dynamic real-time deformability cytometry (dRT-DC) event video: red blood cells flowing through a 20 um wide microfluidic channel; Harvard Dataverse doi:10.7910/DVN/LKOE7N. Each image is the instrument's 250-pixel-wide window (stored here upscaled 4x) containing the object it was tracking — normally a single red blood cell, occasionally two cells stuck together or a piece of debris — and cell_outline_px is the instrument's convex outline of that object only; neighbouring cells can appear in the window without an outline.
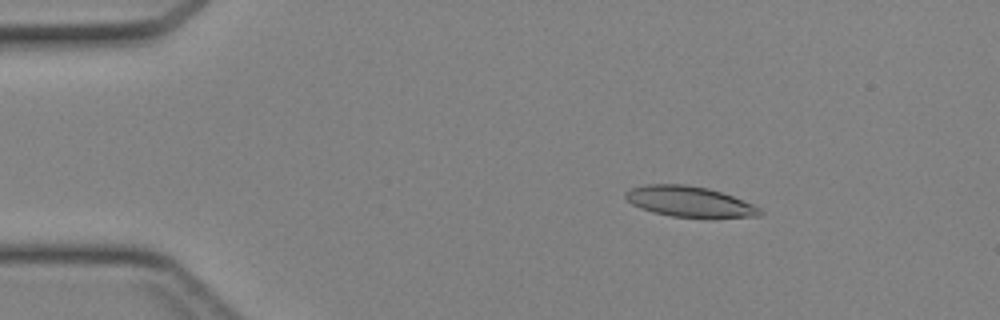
{"species": "Egyptian fruit bat (a non-hibernating species)", "species_latin": "Rousettus aegyptiacus", "temperature_condition": "cold", "stored_images_in_passage": 45, "camera_frame_rate_fps": 3000, "um_per_image_px": 0.085, "animal": {"sex": "female"}, "frame": {"image": 1, "passage_image": 8, "time_ms": 2.333, "image_size_px": [1000, 320], "cell_outline_px": [[764, 212], [760, 216], [672, 216], [652, 212], [640, 208], [632, 204], [624, 196], [624, 192], [632, 188], [644, 184], [688, 184], [708, 188], [732, 196], [752, 204], [760, 208]], "centroid_in_image_um": [58.54, 17.1], "position_along_channel_um": 26.5, "area_um2": 23.47}}
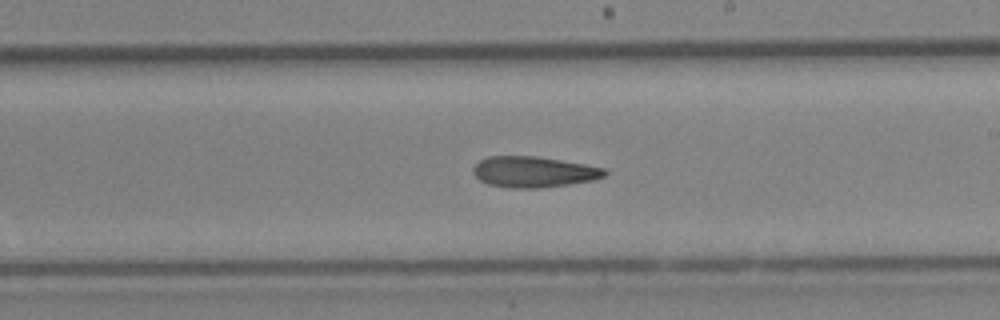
{"frame": {"image": 2, "passage_image": 27, "time_ms": 8.667, "image_size_px": [1000, 320], "cell_outline_px": [[608, 172], [604, 176], [592, 180], [568, 184], [540, 188], [508, 188], [488, 184], [480, 180], [472, 172], [472, 168], [480, 160], [488, 156], [536, 156], [584, 164], [604, 168]], "centroid_in_image_um": [45.33, 14.61], "position_along_channel_um": 243.7, "area_um2": 23.58}}
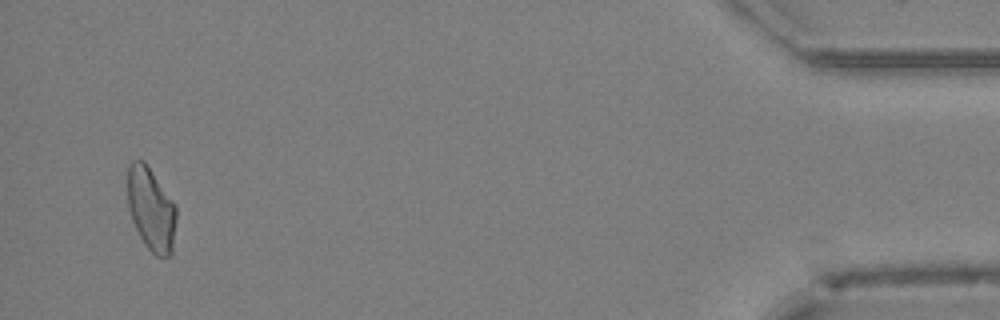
{"frame": {"image": 3, "passage_image": 44, "time_ms": 14.333, "image_size_px": [1000, 320], "cell_outline_px": [[176, 220], [172, 256], [156, 256], [144, 244], [132, 220], [128, 204], [128, 164], [132, 160], [144, 160], [176, 204]], "centroid_in_image_um": [12.86, 17.77], "position_along_channel_um": 422.3, "area_um2": 23.76}}